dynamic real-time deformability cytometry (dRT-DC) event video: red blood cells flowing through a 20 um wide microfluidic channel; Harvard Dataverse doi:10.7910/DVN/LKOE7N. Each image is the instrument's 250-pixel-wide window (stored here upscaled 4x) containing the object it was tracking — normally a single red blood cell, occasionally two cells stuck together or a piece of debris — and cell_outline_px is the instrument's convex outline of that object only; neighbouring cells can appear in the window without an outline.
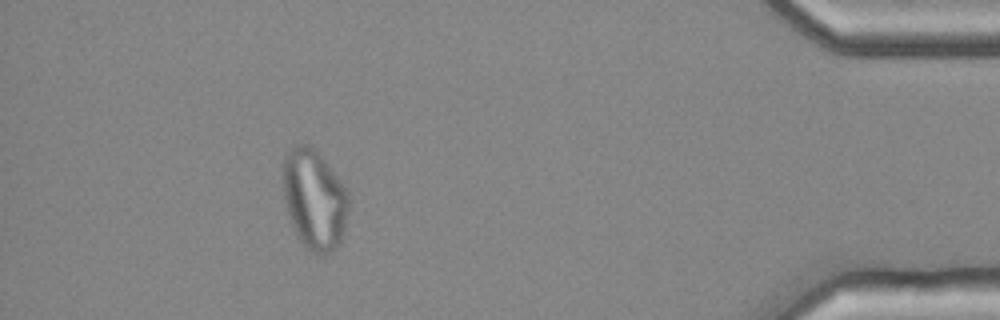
{"species": "common noctule bat (a hibernating species)", "species_latin": "Nyctalus noctula", "temperature_condition": "cold", "stored_images_in_passage": 44, "camera_frame_rate_fps": 3000, "um_per_image_px": 0.085, "animal": {"sex": "female", "body_mass_g": 25.1}, "frame": {"image": 1, "passage_image": 38, "time_ms": 12.333, "image_size_px": [1000, 320], "cell_outline_px": [[348, 208], [344, 232], [340, 240], [332, 252], [320, 256], [304, 248], [292, 224], [284, 200], [284, 156], [288, 148], [296, 144], [308, 144], [316, 148], [320, 152], [348, 192]], "centroid_in_image_um": [26.72, 16.93], "position_along_channel_um": 408.5, "area_um2": 38.38}}